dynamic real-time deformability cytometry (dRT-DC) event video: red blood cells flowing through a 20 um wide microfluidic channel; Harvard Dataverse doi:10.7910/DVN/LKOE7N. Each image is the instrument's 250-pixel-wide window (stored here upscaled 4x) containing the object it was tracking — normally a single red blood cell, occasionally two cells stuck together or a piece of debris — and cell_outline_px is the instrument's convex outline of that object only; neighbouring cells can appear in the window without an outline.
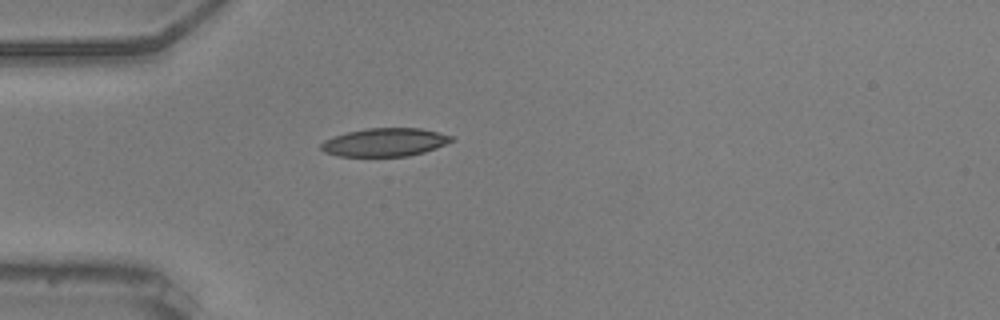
{"species": "common noctule bat (a hibernating species)", "species_latin": "Nyctalus noctula", "temperature_condition": "warm", "stored_images_in_passage": 23, "camera_frame_rate_fps": 3000, "um_per_image_px": 0.085, "animal": {"sex": "male", "body_mass_g": 20.5, "forearm_length_mm": 52.5}, "frame": {"image": 1, "passage_image": 1, "time_ms": 0.0, "image_size_px": [1000, 320], "cell_outline_px": [[452, 140], [436, 148], [424, 152], [408, 156], [340, 156], [324, 152], [320, 148], [320, 144], [324, 140], [348, 132], [364, 128], [420, 128], [452, 136]], "centroid_in_image_um": [32.67, 12.09], "position_along_channel_um": 52.3, "area_um2": 21.21}}
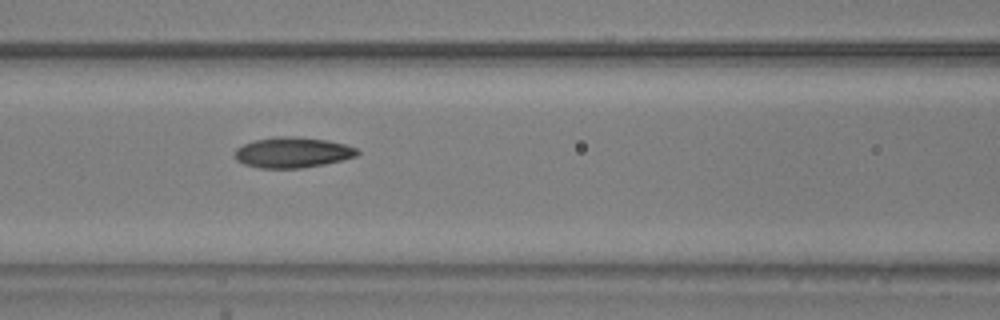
{"frame": {"image": 2, "passage_image": 9, "time_ms": 2.667, "image_size_px": [1000, 320], "cell_outline_px": [[360, 152], [356, 156], [324, 164], [300, 168], [260, 168], [244, 164], [236, 160], [236, 148], [244, 144], [256, 140], [276, 136], [296, 136], [328, 140], [344, 144], [356, 148]], "centroid_in_image_um": [24.87, 12.95], "position_along_channel_um": 141.7, "area_um2": 21.68}}
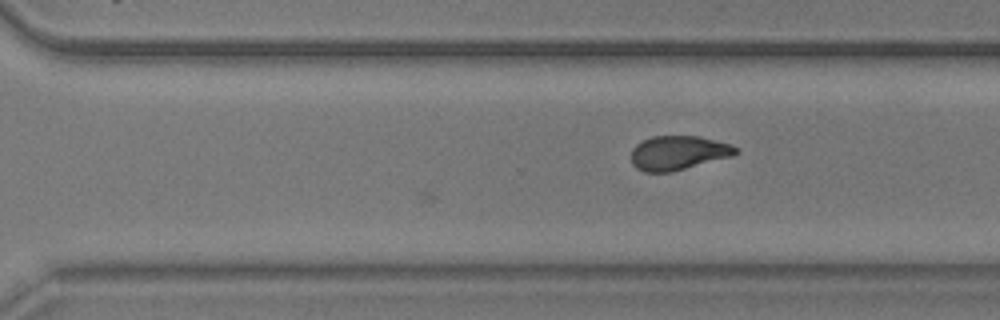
{"frame": {"image": 3, "passage_image": 23, "time_ms": 7.333, "image_size_px": [1000, 320], "cell_outline_px": [[740, 152], [732, 156], [668, 172], [644, 172], [636, 168], [632, 164], [632, 148], [636, 144], [652, 136], [700, 136], [728, 144], [740, 148]], "centroid_in_image_um": [57.64, 12.98], "position_along_channel_um": 313.0, "area_um2": 20.63}}